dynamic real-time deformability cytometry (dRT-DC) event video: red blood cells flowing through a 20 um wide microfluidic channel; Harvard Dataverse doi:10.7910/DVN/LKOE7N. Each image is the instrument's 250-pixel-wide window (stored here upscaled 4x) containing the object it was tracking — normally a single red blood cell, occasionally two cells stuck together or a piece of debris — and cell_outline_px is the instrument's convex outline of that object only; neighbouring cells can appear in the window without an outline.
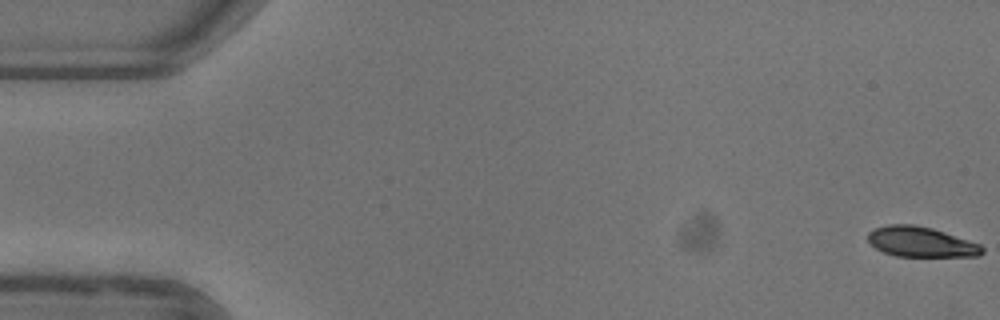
{"species": "common noctule bat (a hibernating species)", "species_latin": "Nyctalus noctula", "temperature_condition": "warm", "stored_images_in_passage": 53, "camera_frame_rate_fps": 3000, "um_per_image_px": 0.085, "animal": {"sex": "female"}, "frame": {"image": 1, "passage_image": 1, "time_ms": 0.0, "image_size_px": [1000, 320], "cell_outline_px": [[984, 252], [980, 256], [896, 256], [884, 252], [876, 248], [868, 240], [868, 232], [872, 228], [888, 224], [912, 224], [932, 228], [980, 244], [984, 248]], "centroid_in_image_um": [78.27, 20.55], "position_along_channel_um": 6.7, "area_um2": 20.06}}
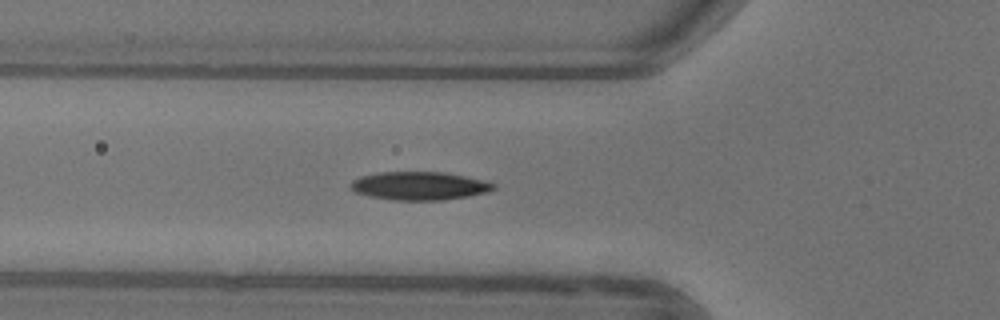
{"frame": {"image": 2, "passage_image": 19, "time_ms": 6.0, "image_size_px": [1000, 320], "cell_outline_px": [[496, 188], [488, 192], [468, 196], [444, 200], [392, 200], [372, 196], [356, 192], [348, 188], [348, 184], [352, 180], [360, 176], [380, 172], [444, 172], [488, 180], [496, 184]], "centroid_in_image_um": [35.67, 15.79], "position_along_channel_um": 90.1, "area_um2": 23.81}}
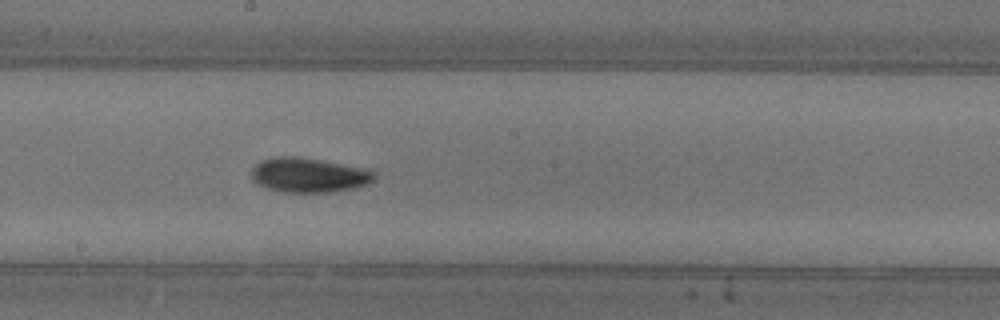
{"frame": {"image": 3, "passage_image": 29, "time_ms": 9.333, "image_size_px": [1000, 320], "cell_outline_px": [[376, 176], [368, 184], [352, 188], [332, 192], [284, 192], [268, 188], [256, 184], [252, 180], [252, 168], [260, 160], [276, 156], [296, 156], [320, 160], [360, 168], [376, 172]], "centroid_in_image_um": [26.19, 14.88], "position_along_channel_um": 222.0, "area_um2": 24.57}}